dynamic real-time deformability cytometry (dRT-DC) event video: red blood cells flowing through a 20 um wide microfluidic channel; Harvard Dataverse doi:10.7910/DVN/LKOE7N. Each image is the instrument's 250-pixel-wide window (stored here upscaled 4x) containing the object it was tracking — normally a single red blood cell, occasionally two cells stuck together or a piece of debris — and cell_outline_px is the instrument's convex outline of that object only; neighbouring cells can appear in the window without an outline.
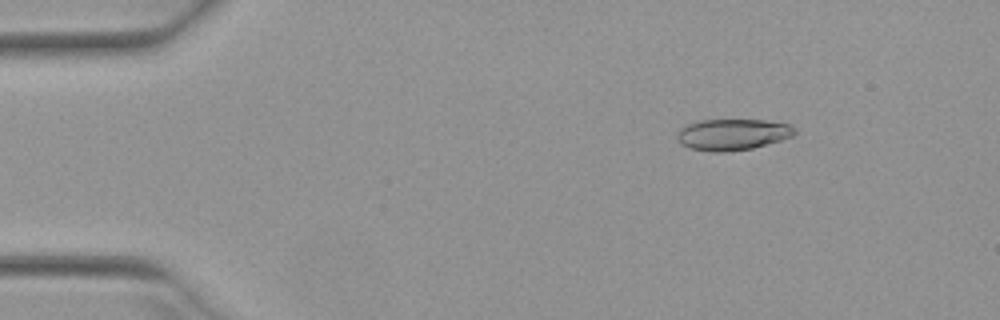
{"species": "Egyptian fruit bat (a non-hibernating species)", "species_latin": "Rousettus aegyptiacus", "temperature_condition": "warm", "stored_images_in_passage": 51, "camera_frame_rate_fps": 3000, "um_per_image_px": 0.085, "animal": {"sex": "female"}, "frame": {"image": 1, "passage_image": 7, "time_ms": 2.0, "image_size_px": [1000, 320], "cell_outline_px": [[796, 132], [792, 136], [780, 140], [752, 148], [728, 152], [712, 152], [688, 148], [680, 144], [676, 136], [680, 128], [696, 120], [764, 120], [788, 124], [796, 128]], "centroid_in_image_um": [62.22, 11.43], "position_along_channel_um": 22.8, "area_um2": 21.5}}
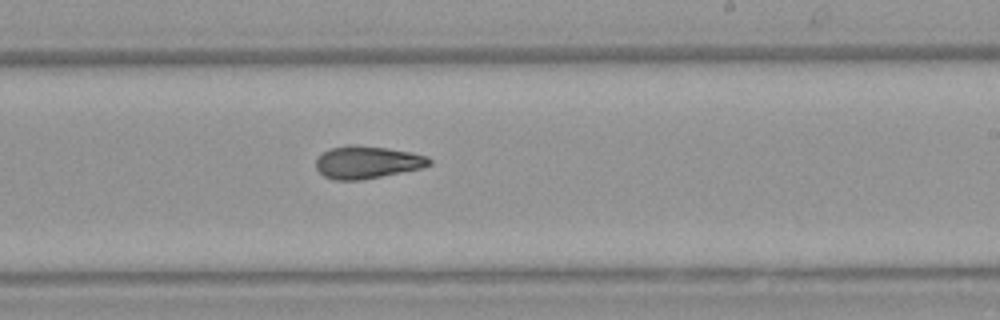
{"frame": {"image": 2, "passage_image": 31, "time_ms": 10.0, "image_size_px": [1000, 320], "cell_outline_px": [[432, 164], [420, 168], [360, 180], [332, 180], [324, 176], [316, 168], [316, 160], [324, 152], [332, 148], [348, 144], [356, 144], [388, 148], [412, 152], [428, 156], [432, 160]], "centroid_in_image_um": [31.22, 13.78], "position_along_channel_um": 257.8, "area_um2": 21.44}}
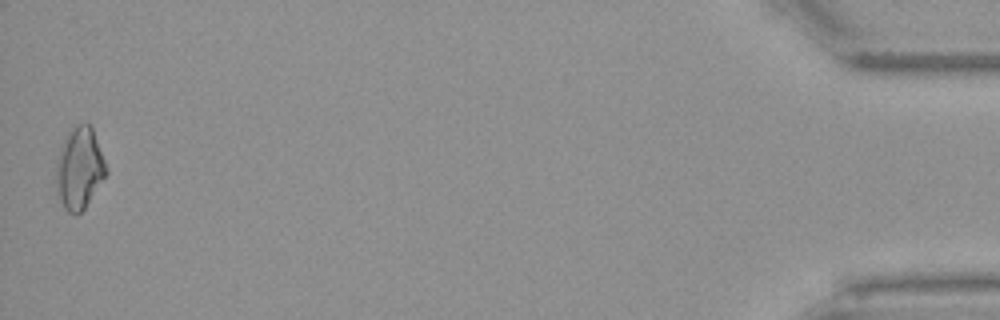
{"frame": {"image": 3, "passage_image": 51, "time_ms": 16.667, "image_size_px": [1000, 320], "cell_outline_px": [[108, 172], [84, 208], [76, 216], [68, 212], [64, 208], [60, 200], [56, 188], [56, 160], [60, 148], [68, 132], [72, 128], [80, 124], [88, 124], [92, 128], [108, 168]], "centroid_in_image_um": [6.74, 14.32], "position_along_channel_um": 428.5, "area_um2": 23.64}, "authors_computed_cell_mechanics": {"area_um2": 21.675, "velocity_mm_per_s": 3.9615, "shape_relaxation_time_tau1_ms": null, "shape_relaxation_time_tau2_ms": 3.741, "deformation_change_tau1": null, "deformation_change_tau2": 0.1166}}